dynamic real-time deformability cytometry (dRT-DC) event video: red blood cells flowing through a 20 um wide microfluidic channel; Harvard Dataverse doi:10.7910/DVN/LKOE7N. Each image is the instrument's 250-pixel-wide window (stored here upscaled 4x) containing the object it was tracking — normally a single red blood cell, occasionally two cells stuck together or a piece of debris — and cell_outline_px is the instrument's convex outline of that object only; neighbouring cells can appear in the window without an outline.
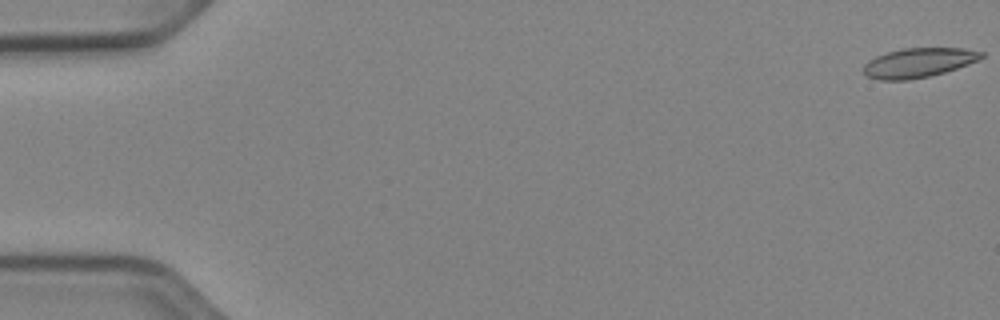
{"species": "Egyptian fruit bat (a non-hibernating species)", "species_latin": "Rousettus aegyptiacus", "temperature_condition": "cold", "stored_images_in_passage": 49, "camera_frame_rate_fps": 3000, "um_per_image_px": 0.085, "animal": {"sex": "female"}, "frame": {"image": 1, "passage_image": 1, "time_ms": 0.0, "image_size_px": [1000, 320], "cell_outline_px": [[984, 56], [968, 64], [944, 72], [928, 76], [908, 80], [880, 80], [868, 76], [864, 72], [864, 64], [868, 60], [876, 56], [888, 52], [904, 48], [964, 48], [984, 52]], "centroid_in_image_um": [78.06, 5.32], "position_along_channel_um": 6.9, "area_um2": 20.0}}
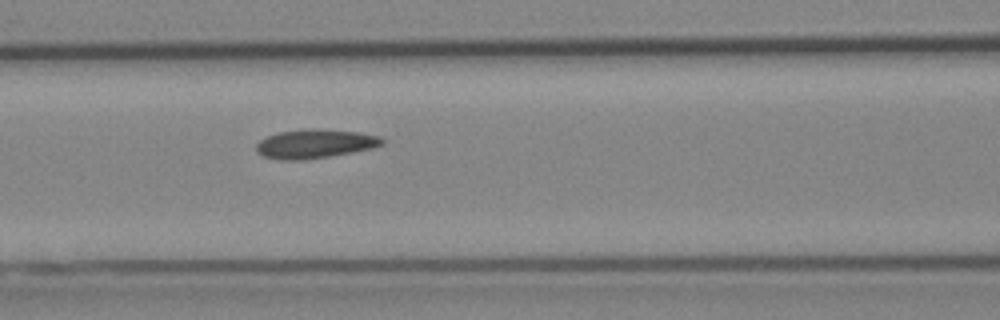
{"frame": {"image": 2, "passage_image": 24, "time_ms": 7.667, "image_size_px": [1000, 320], "cell_outline_px": [[384, 144], [372, 148], [352, 152], [304, 160], [280, 160], [264, 156], [256, 152], [256, 144], [260, 140], [268, 136], [280, 132], [308, 128], [312, 128], [360, 132], [380, 136], [384, 140]], "centroid_in_image_um": [26.77, 12.22], "position_along_channel_um": 139.8, "area_um2": 21.21}}
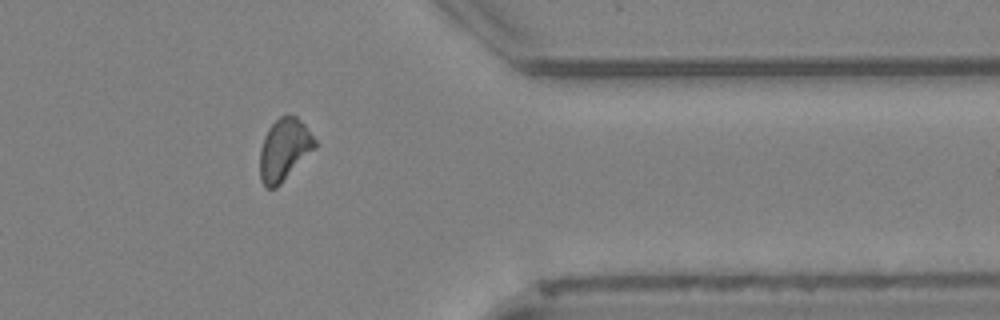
{"frame": {"image": 3, "passage_image": 44, "time_ms": 14.333, "image_size_px": [1000, 320], "cell_outline_px": [[316, 148], [276, 188], [264, 188], [260, 180], [260, 148], [264, 136], [268, 128], [280, 116], [296, 116], [304, 124], [316, 140]], "centroid_in_image_um": [24.14, 12.74], "position_along_channel_um": 387.3, "area_um2": 19.88}, "authors_computed_cell_mechanics": {"area_um2": 20.4612, "velocity_mm_per_s": 3.9114, "shape_relaxation_time_tau1_ms": null, "shape_relaxation_time_tau2_ms": 4.8742, "deformation_change_tau1": null, "deformation_change_tau2": 0.1131}}